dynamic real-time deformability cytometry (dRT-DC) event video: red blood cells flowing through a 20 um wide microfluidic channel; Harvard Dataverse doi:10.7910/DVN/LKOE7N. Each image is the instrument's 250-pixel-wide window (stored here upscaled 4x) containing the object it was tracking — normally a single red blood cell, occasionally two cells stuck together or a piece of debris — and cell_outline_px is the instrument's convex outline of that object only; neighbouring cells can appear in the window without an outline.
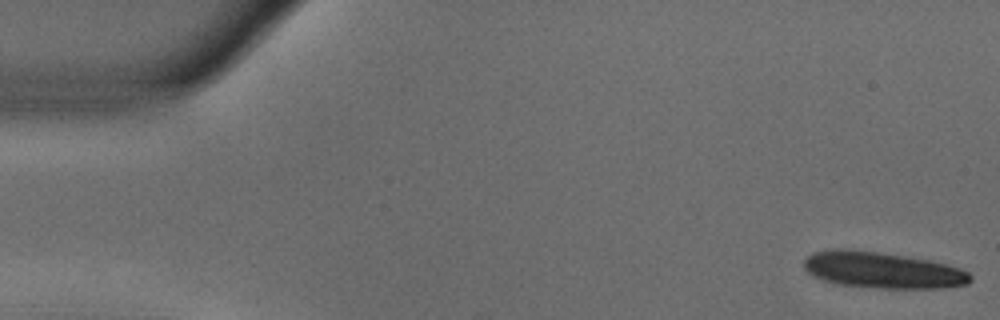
{"species": "common noctule bat (a hibernating species)", "species_latin": "Nyctalus noctula", "temperature_condition": "warm", "stored_images_in_passage": 14, "camera_frame_rate_fps": 3000, "um_per_image_px": 0.085, "animal": {"sex": "male", "body_mass_g": 18.8}, "frame": {"image": 1, "passage_image": 1, "time_ms": 0.0, "image_size_px": [1000, 320], "cell_outline_px": [[972, 280], [968, 284], [944, 288], [884, 288], [836, 284], [812, 276], [804, 268], [804, 260], [812, 252], [836, 248], [840, 248], [876, 252], [904, 256], [928, 260], [948, 264], [960, 268], [968, 272], [972, 276]], "centroid_in_image_um": [75.01, 22.96], "position_along_channel_um": 10.0, "area_um2": 35.14}}